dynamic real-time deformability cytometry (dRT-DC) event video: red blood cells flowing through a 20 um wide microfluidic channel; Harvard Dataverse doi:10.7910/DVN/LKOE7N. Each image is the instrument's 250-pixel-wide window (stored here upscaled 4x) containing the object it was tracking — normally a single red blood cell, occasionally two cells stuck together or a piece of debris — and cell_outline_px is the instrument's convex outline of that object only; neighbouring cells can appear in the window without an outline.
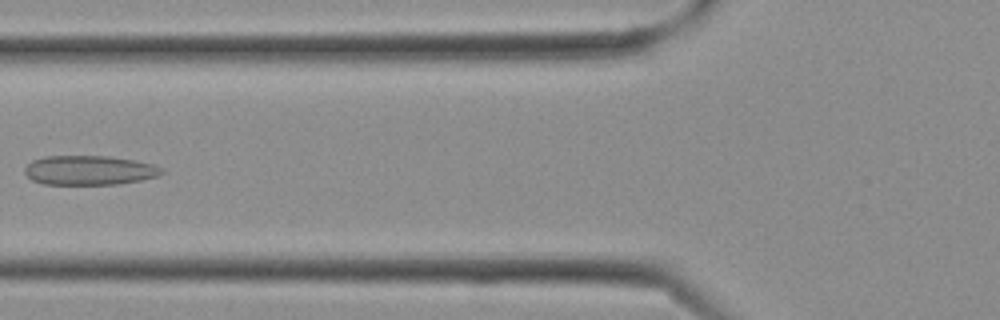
{"species": "Egyptian fruit bat (a non-hibernating species)", "species_latin": "Rousettus aegyptiacus", "temperature_condition": "cold", "stored_images_in_passage": 19, "camera_frame_rate_fps": 3000, "um_per_image_px": 0.085, "frame": {"image": 1, "passage_image": 11, "time_ms": 3.333, "image_size_px": [1000, 320], "cell_outline_px": [[164, 172], [160, 176], [140, 180], [116, 184], [44, 184], [32, 180], [24, 172], [24, 168], [32, 160], [44, 156], [108, 156], [132, 160], [152, 164], [164, 168]], "centroid_in_image_um": [7.59, 14.47], "position_along_channel_um": 118.2, "area_um2": 23.47}}
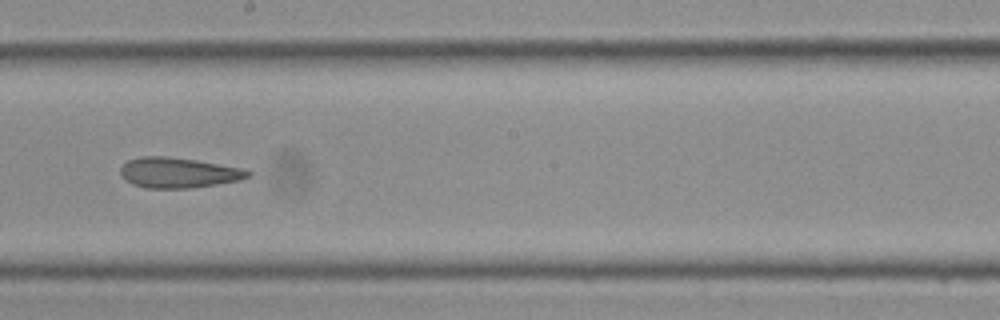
{"frame": {"image": 2, "passage_image": 16, "time_ms": 5.0, "image_size_px": [1000, 320], "cell_outline_px": [[252, 176], [240, 180], [216, 184], [188, 188], [144, 188], [132, 184], [120, 172], [120, 168], [128, 160], [140, 156], [168, 156], [196, 160], [244, 168], [252, 172]], "centroid_in_image_um": [15.2, 14.67], "position_along_channel_um": 233.0, "area_um2": 22.54}}
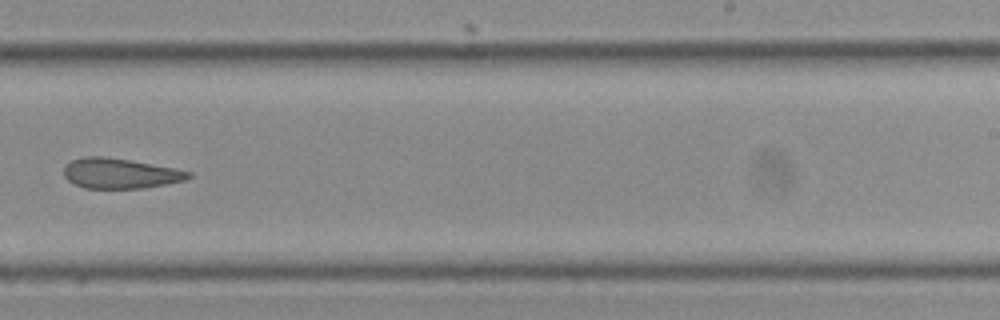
{"frame": {"image": 3, "passage_image": 18, "time_ms": 5.667, "image_size_px": [1000, 320], "cell_outline_px": [[192, 176], [184, 180], [164, 184], [140, 188], [84, 188], [68, 180], [64, 176], [64, 168], [72, 160], [84, 156], [104, 156], [132, 160], [176, 168], [192, 172]], "centroid_in_image_um": [10.22, 14.72], "position_along_channel_um": 278.8, "area_um2": 21.85}}